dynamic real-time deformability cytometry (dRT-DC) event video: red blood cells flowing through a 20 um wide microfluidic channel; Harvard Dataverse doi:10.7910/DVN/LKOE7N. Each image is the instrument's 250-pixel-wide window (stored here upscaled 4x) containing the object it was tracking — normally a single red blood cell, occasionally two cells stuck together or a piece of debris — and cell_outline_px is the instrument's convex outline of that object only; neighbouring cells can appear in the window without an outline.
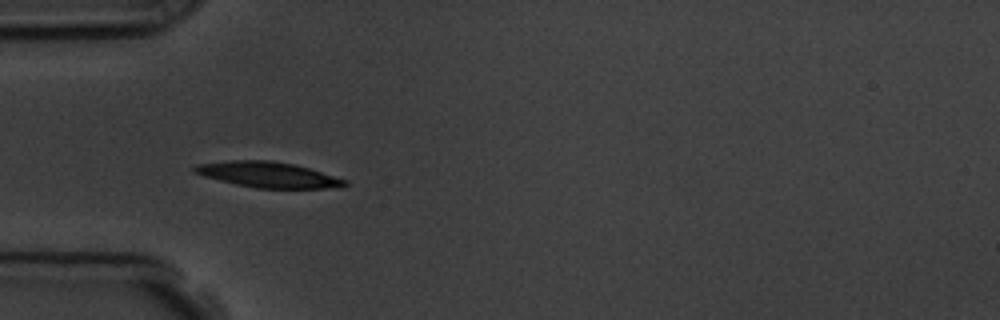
{"species": "common noctule bat (a hibernating species)", "species_latin": "Nyctalus noctula", "temperature_condition": "room temperature", "stored_images_in_passage": 17, "camera_frame_rate_fps": 3000, "um_per_image_px": 0.085, "animal": {"sex": "male", "body_mass_g": 19.5, "forearm_length_mm": 54.6}, "frame": {"image": 1, "passage_image": 6, "time_ms": 5.667, "image_size_px": [1000, 320], "cell_outline_px": [[348, 184], [340, 188], [256, 188], [236, 184], [204, 176], [192, 172], [192, 168], [196, 164], [228, 160], [272, 160], [292, 164], [308, 168], [348, 180]], "centroid_in_image_um": [22.78, 14.84], "position_along_channel_um": 62.2, "area_um2": 22.43}}
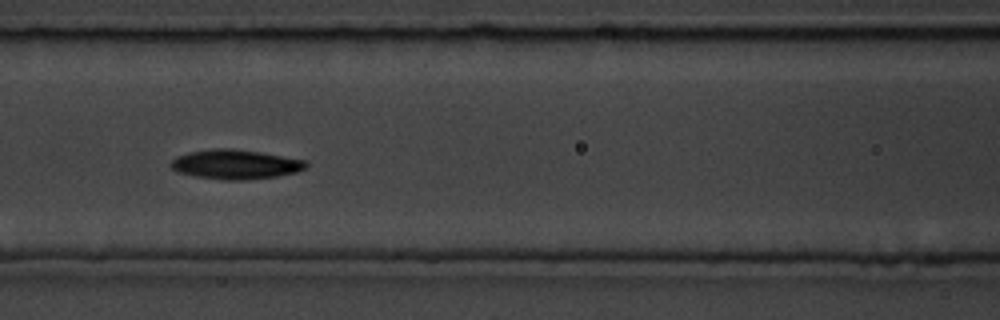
{"frame": {"image": 2, "passage_image": 8, "time_ms": 8.0, "image_size_px": [1000, 320], "cell_outline_px": [[308, 164], [304, 168], [296, 172], [276, 176], [244, 180], [220, 180], [196, 176], [176, 172], [168, 164], [176, 156], [192, 152], [212, 148], [232, 148], [260, 152], [304, 160]], "centroid_in_image_um": [19.96, 13.97], "position_along_channel_um": 146.6, "area_um2": 23.12}, "authors_computed_cell_mechanics": {"area_um2": 21.8484, "velocity_mm_per_s": 3.706, "shape_relaxation_time_tau1_ms": 3.3508, "shape_relaxation_time_tau2_ms": null, "deformation_change_tau1": 0.1193, "deformation_change_tau2": null}}